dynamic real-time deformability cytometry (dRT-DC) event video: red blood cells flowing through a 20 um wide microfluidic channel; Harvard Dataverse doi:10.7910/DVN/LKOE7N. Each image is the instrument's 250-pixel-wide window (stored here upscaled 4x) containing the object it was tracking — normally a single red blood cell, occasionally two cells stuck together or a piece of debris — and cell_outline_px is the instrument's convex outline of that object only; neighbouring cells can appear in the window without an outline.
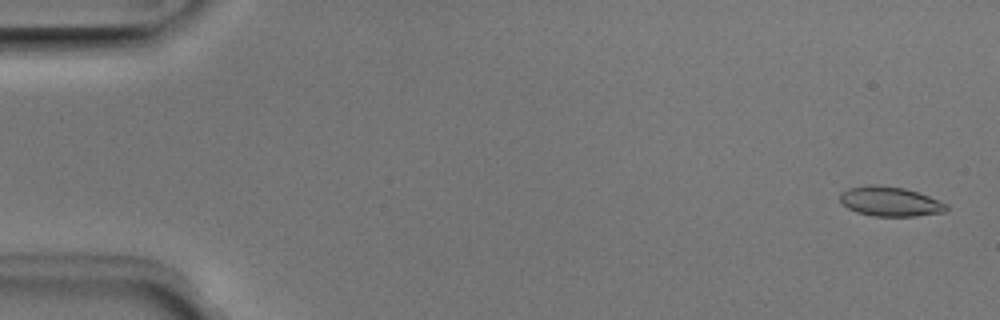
{"species": "Egyptian fruit bat (a non-hibernating species)", "species_latin": "Rousettus aegyptiacus", "temperature_condition": "room temperature", "stored_images_in_passage": 51, "camera_frame_rate_fps": 3000, "um_per_image_px": 0.085, "animal": {"sex": "male"}, "frame": {"image": 1, "passage_image": 2, "time_ms": 0.333, "image_size_px": [1000, 320], "cell_outline_px": [[948, 208], [944, 212], [912, 216], [872, 216], [856, 212], [848, 208], [840, 200], [840, 192], [848, 188], [872, 184], [904, 188], [928, 196], [948, 204]], "centroid_in_image_um": [75.64, 17.13], "position_along_channel_um": 9.4, "area_um2": 18.21}}
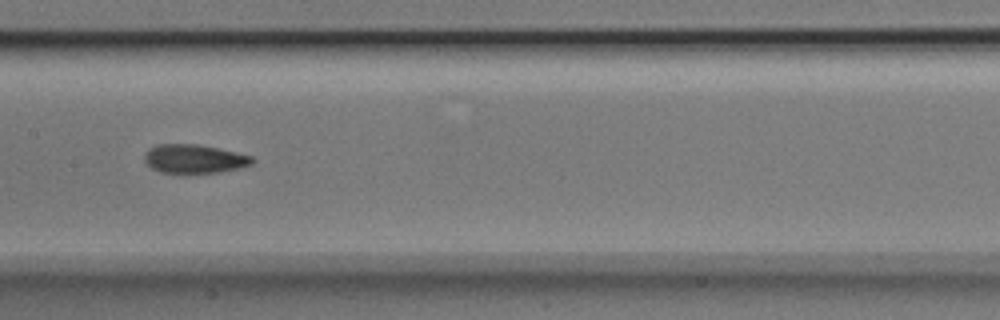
{"frame": {"image": 2, "passage_image": 26, "time_ms": 8.333, "image_size_px": [1000, 320], "cell_outline_px": [[256, 160], [252, 164], [236, 168], [216, 172], [160, 172], [152, 168], [144, 160], [144, 156], [156, 144], [196, 144], [236, 152], [252, 156]], "centroid_in_image_um": [16.53, 13.49], "position_along_channel_um": 190.9, "area_um2": 17.57}}
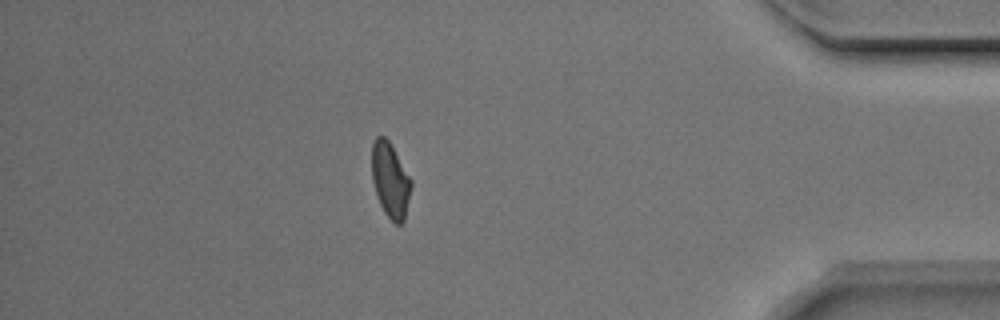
{"frame": {"image": 3, "passage_image": 45, "time_ms": 14.667, "image_size_px": [1000, 320], "cell_outline_px": [[412, 184], [404, 220], [400, 224], [396, 224], [384, 212], [380, 204], [372, 180], [372, 140], [376, 136], [384, 136], [388, 140], [412, 180]], "centroid_in_image_um": [33.17, 15.29], "position_along_channel_um": 402.0, "area_um2": 16.99}, "authors_computed_cell_mechanics": {"area_um2": 17.918, "velocity_mm_per_s": 3.9711, "shape_relaxation_time_tau1_ms": 6.8382, "shape_relaxation_time_tau2_ms": 1.2192, "deformation_change_tau1": 0.1373, "deformation_change_tau2": 0.0563}}